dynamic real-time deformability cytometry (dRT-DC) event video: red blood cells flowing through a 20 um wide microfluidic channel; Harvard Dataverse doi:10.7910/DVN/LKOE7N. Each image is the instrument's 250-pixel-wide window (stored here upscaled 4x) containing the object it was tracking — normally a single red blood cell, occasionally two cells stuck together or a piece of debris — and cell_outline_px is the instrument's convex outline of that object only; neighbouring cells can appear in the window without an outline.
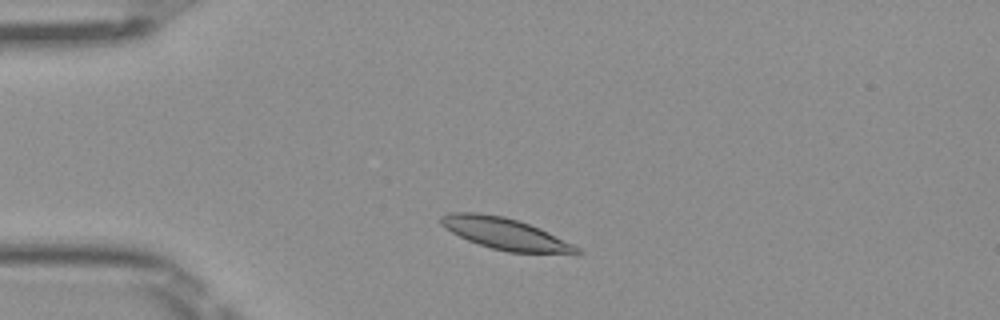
{"species": "Egyptian fruit bat (a non-hibernating species)", "species_latin": "Rousettus aegyptiacus", "temperature_condition": "room temperature", "stored_images_in_passage": 45, "camera_frame_rate_fps": 3000, "um_per_image_px": 0.085, "frame": {"image": 1, "passage_image": 6, "time_ms": 1.667, "image_size_px": [1000, 320], "cell_outline_px": [[584, 252], [576, 256], [508, 252], [492, 248], [468, 240], [444, 228], [440, 224], [440, 216], [448, 212], [476, 212], [504, 216], [540, 228], [580, 248]], "centroid_in_image_um": [43.03, 19.9], "position_along_channel_um": 42.0, "area_um2": 25.49}}
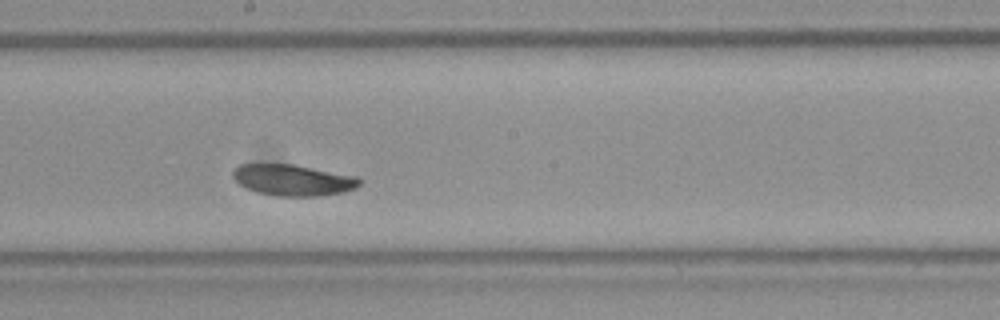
{"frame": {"image": 2, "passage_image": 22, "time_ms": 7.0, "image_size_px": [1000, 320], "cell_outline_px": [[360, 184], [356, 188], [344, 192], [316, 196], [276, 196], [256, 192], [240, 184], [232, 176], [232, 172], [240, 164], [292, 164], [356, 176], [360, 180]], "centroid_in_image_um": [24.9, 15.31], "position_along_channel_um": 223.3, "area_um2": 22.83}}
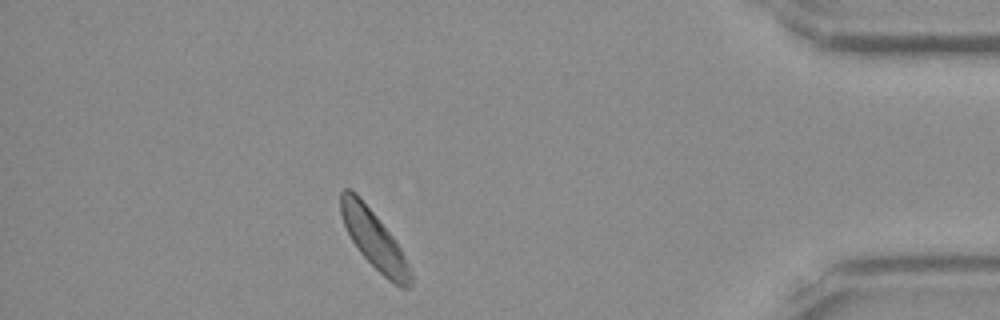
{"frame": {"image": 3, "passage_image": 39, "time_ms": 12.667, "image_size_px": [1000, 320], "cell_outline_px": [[412, 284], [408, 288], [400, 288], [388, 280], [360, 252], [352, 240], [344, 224], [340, 212], [340, 192], [344, 188], [352, 188], [356, 192], [396, 240], [412, 272]], "centroid_in_image_um": [31.8, 20.35], "position_along_channel_um": 403.4, "area_um2": 23.41}, "authors_computed_cell_mechanics": {"area_um2": 23.9292, "velocity_mm_per_s": 3.9482, "shape_relaxation_time_tau1_ms": 2.2585, "shape_relaxation_time_tau2_ms": 6.7649, "deformation_change_tau1": 0.078, "deformation_change_tau2": 0.1136}}